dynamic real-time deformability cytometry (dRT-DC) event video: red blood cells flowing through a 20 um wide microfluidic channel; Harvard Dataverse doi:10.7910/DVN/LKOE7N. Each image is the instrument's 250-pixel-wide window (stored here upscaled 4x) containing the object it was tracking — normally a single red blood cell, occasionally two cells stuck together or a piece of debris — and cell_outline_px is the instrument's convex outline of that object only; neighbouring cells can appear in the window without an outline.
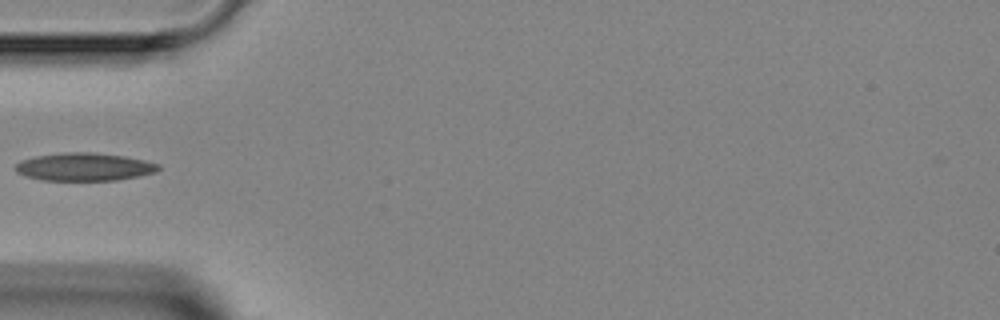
{"species": "Egyptian fruit bat (a non-hibernating species)", "species_latin": "Rousettus aegyptiacus", "temperature_condition": "room temperature", "stored_images_in_passage": 3, "camera_frame_rate_fps": 3000, "um_per_image_px": 0.085, "animal": {"sex": "female"}, "frame": {"image": 1, "passage_image": 2, "time_ms": 1.333, "image_size_px": [1000, 320], "cell_outline_px": [[160, 168], [156, 172], [140, 176], [116, 180], [40, 180], [24, 176], [16, 172], [12, 168], [20, 160], [36, 156], [64, 152], [92, 152], [124, 156], [144, 160], [160, 164]], "centroid_in_image_um": [7.13, 14.18], "position_along_channel_um": 77.9, "area_um2": 23.47}}
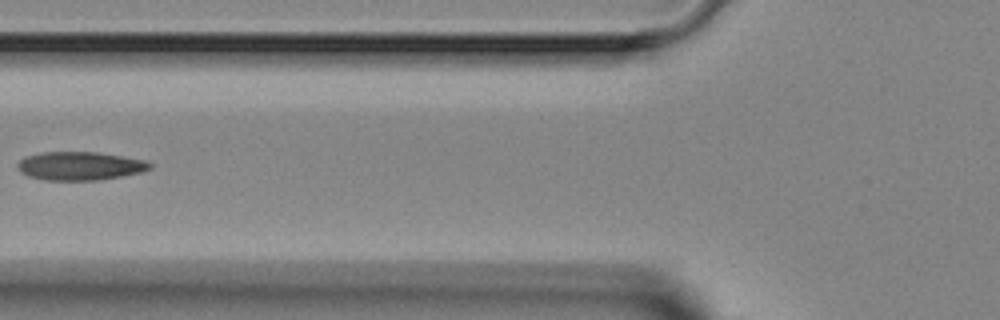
{"frame": {"image": 2, "passage_image": 3, "time_ms": 2.333, "image_size_px": [1000, 320], "cell_outline_px": [[152, 168], [140, 172], [100, 180], [44, 180], [28, 176], [20, 172], [16, 168], [16, 164], [24, 156], [40, 152], [96, 152], [124, 156], [144, 160], [152, 164]], "centroid_in_image_um": [6.74, 14.1], "position_along_channel_um": 119.1, "area_um2": 22.08}}